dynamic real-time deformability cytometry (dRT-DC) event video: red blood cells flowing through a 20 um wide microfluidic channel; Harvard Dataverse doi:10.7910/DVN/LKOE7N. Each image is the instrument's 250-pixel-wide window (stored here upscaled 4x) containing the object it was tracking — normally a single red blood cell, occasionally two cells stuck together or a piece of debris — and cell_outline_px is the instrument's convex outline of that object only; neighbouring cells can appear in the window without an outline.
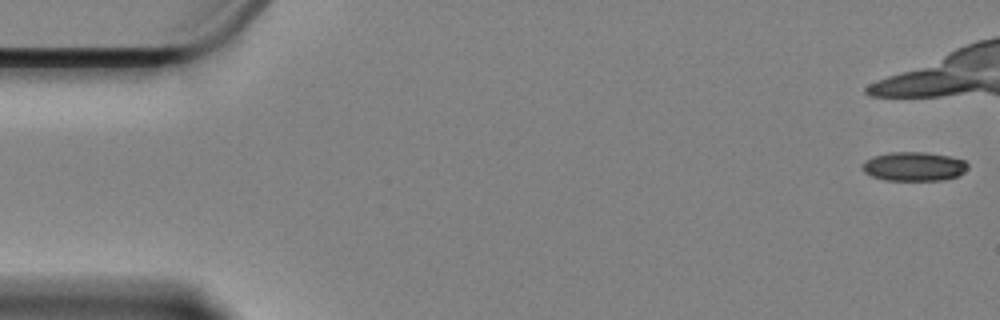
{"species": "Egyptian fruit bat (a non-hibernating species)", "species_latin": "Rousettus aegyptiacus", "temperature_condition": "cold", "stored_images_in_passage": 10, "camera_frame_rate_fps": 3000, "um_per_image_px": 0.085, "animal": {"sex": "female"}, "frame": {"image": 1, "passage_image": 1, "time_ms": 0.0, "image_size_px": [1000, 320], "cell_outline_px": [[968, 168], [964, 172], [956, 176], [940, 180], [884, 180], [872, 176], [864, 172], [864, 160], [872, 156], [892, 152], [924, 152], [948, 156], [964, 160], [968, 164]], "centroid_in_image_um": [77.68, 14.14], "position_along_channel_um": 7.3, "area_um2": 17.69}}